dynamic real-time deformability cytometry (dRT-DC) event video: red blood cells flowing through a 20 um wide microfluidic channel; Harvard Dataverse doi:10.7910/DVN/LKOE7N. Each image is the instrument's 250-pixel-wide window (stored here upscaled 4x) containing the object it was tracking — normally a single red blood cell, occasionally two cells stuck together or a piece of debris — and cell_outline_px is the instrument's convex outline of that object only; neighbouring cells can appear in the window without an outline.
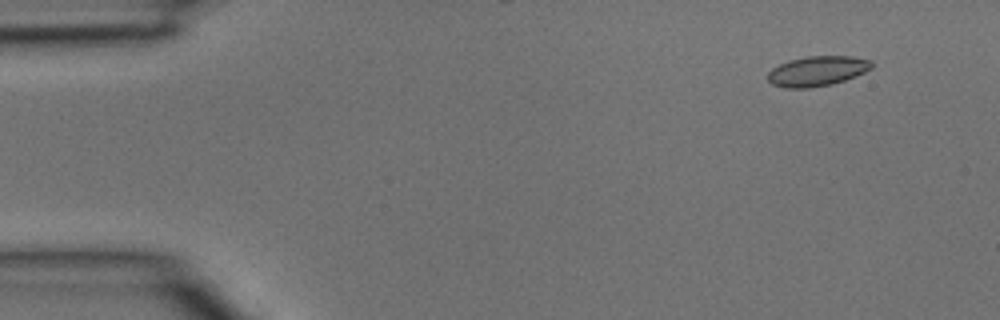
{"species": "common noctule bat (a hibernating species)", "species_latin": "Nyctalus noctula", "temperature_condition": "room temperature", "stored_images_in_passage": 36, "camera_frame_rate_fps": 3000, "um_per_image_px": 0.085, "animal": {"sex": "male", "body_mass_g": 15.6}, "frame": {"image": 1, "passage_image": 1, "time_ms": 0.0, "image_size_px": [1000, 320], "cell_outline_px": [[872, 68], [856, 76], [832, 84], [808, 88], [784, 88], [772, 84], [768, 80], [768, 72], [772, 68], [788, 60], [808, 56], [852, 56], [872, 60]], "centroid_in_image_um": [69.46, 6.04], "position_along_channel_um": 15.5, "area_um2": 18.21}}
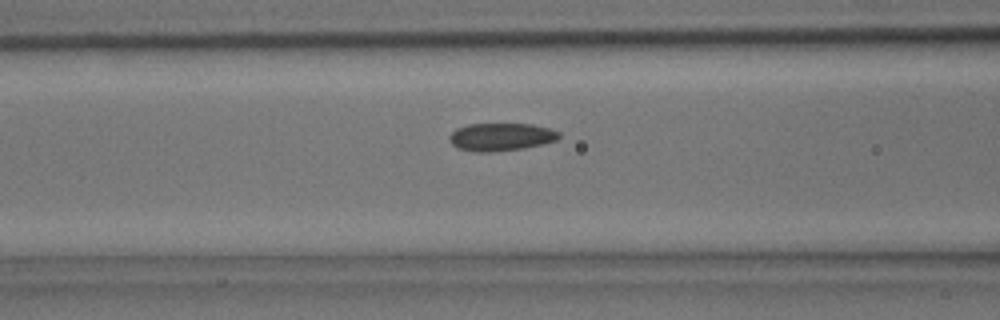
{"frame": {"image": 2, "passage_image": 13, "time_ms": 4.0, "image_size_px": [1000, 320], "cell_outline_px": [[560, 136], [556, 140], [524, 148], [488, 152], [476, 152], [456, 148], [448, 140], [448, 136], [456, 128], [468, 124], [532, 124], [548, 128], [560, 132]], "centroid_in_image_um": [42.53, 11.63], "position_along_channel_um": 124.1, "area_um2": 17.74}}
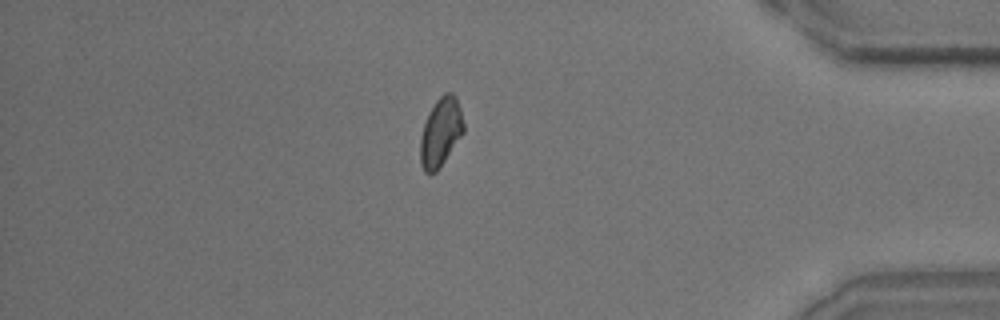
{"frame": {"image": 3, "passage_image": 31, "time_ms": 10.0, "image_size_px": [1000, 320], "cell_outline_px": [[464, 132], [436, 172], [424, 172], [420, 164], [420, 136], [428, 112], [436, 100], [444, 92], [452, 92], [456, 96], [460, 108], [464, 124]], "centroid_in_image_um": [37.45, 11.21], "position_along_channel_um": 397.8, "area_um2": 17.34}}